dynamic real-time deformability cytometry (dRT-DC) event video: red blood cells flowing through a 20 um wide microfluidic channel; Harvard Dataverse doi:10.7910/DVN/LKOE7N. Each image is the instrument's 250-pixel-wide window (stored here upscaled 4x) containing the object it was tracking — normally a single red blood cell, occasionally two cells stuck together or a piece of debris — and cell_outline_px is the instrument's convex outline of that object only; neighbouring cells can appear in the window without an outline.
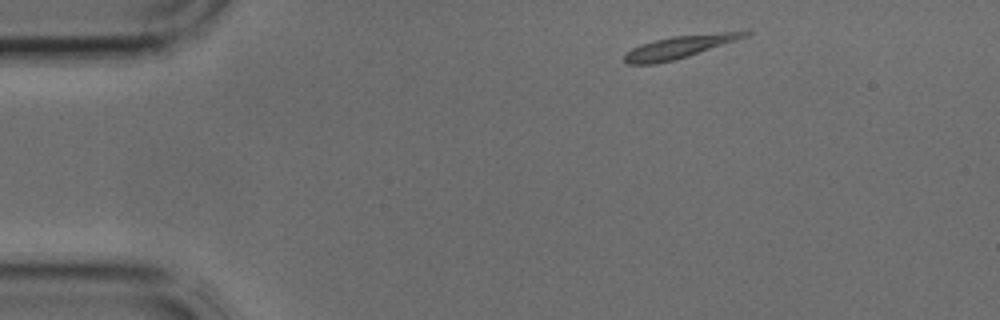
{"species": "common noctule bat (a hibernating species)", "species_latin": "Nyctalus noctula", "temperature_condition": "cold", "stored_images_in_passage": 2, "camera_frame_rate_fps": 3000, "um_per_image_px": 0.085, "animal": {"sex": "male", "body_mass_g": 17.9, "forearm_length_mm": 54.2}, "frame": {"image": 1, "passage_image": 1, "time_ms": 0.0, "image_size_px": [1000, 320], "cell_outline_px": [[752, 32], [748, 36], [736, 40], [672, 60], [652, 64], [628, 64], [624, 60], [624, 52], [632, 48], [656, 40], [672, 36], [752, 28]], "centroid_in_image_um": [57.87, 3.93], "position_along_channel_um": 27.1, "area_um2": 15.84}}